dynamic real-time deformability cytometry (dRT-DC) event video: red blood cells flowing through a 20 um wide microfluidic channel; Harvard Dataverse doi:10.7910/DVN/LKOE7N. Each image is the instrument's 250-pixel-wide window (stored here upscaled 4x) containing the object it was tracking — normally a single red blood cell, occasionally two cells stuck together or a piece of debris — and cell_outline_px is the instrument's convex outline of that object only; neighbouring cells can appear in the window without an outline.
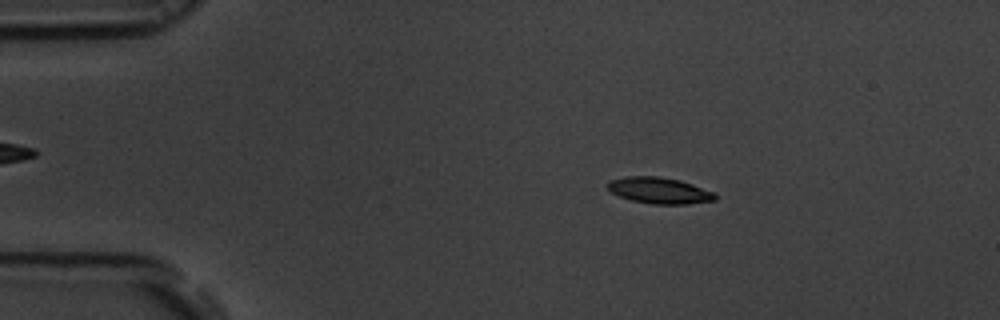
{"species": "common noctule bat (a hibernating species)", "species_latin": "Nyctalus noctula", "temperature_condition": "room temperature", "stored_images_in_passage": 54, "camera_frame_rate_fps": 3000, "um_per_image_px": 0.085, "animal": {"sex": "male", "body_mass_g": 19.5, "forearm_length_mm": 54.6}, "frame": {"image": 1, "passage_image": 9, "time_ms": 2.667, "image_size_px": [1000, 320], "cell_outline_px": [[716, 200], [688, 204], [652, 204], [632, 200], [620, 196], [612, 192], [604, 184], [608, 180], [628, 176], [656, 176], [680, 180], [692, 184], [712, 192], [716, 196]], "centroid_in_image_um": [56.0, 16.18], "position_along_channel_um": 29.0, "area_um2": 16.36}}
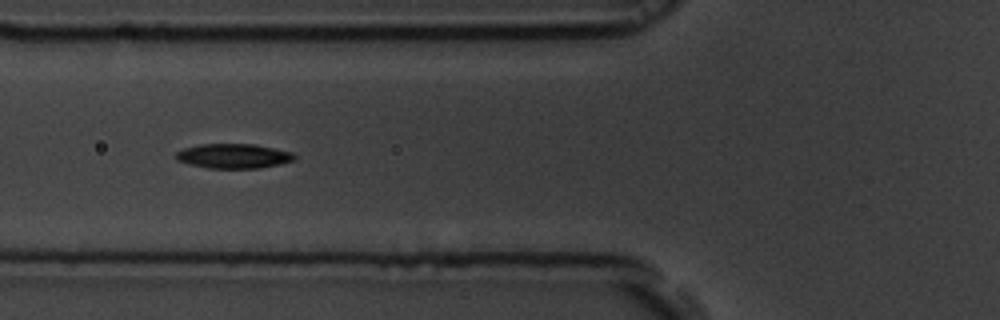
{"frame": {"image": 2, "passage_image": 20, "time_ms": 6.333, "image_size_px": [1000, 320], "cell_outline_px": [[296, 156], [292, 160], [280, 164], [260, 168], [208, 168], [188, 164], [176, 160], [176, 152], [184, 148], [200, 144], [256, 144], [292, 152]], "centroid_in_image_um": [19.83, 13.26], "position_along_channel_um": 106.0, "area_um2": 16.99}}
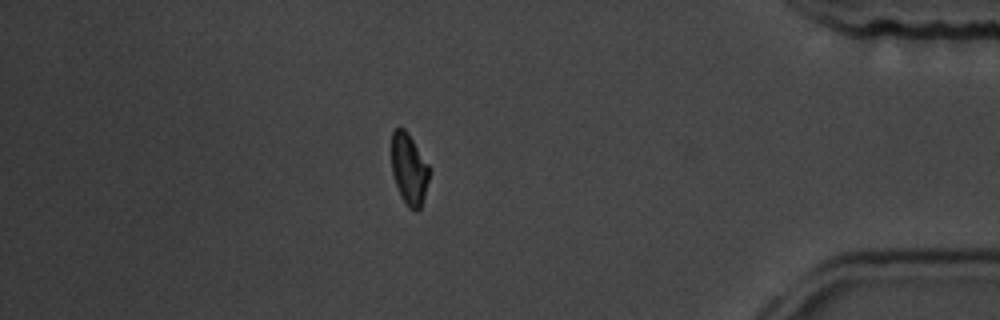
{"frame": {"image": 3, "passage_image": 47, "time_ms": 15.333, "image_size_px": [1000, 320], "cell_outline_px": [[432, 168], [424, 196], [420, 208], [416, 212], [408, 208], [404, 204], [400, 196], [392, 172], [392, 132], [396, 128], [404, 128], [408, 132]], "centroid_in_image_um": [34.8, 14.39], "position_along_channel_um": 400.4, "area_um2": 16.01}, "authors_computed_cell_mechanics": {"area_um2": 16.3574, "velocity_mm_per_s": 3.705, "shape_relaxation_time_tau1_ms": 3.3932, "shape_relaxation_time_tau2_ms": 10.8145, "deformation_change_tau1": 0.1191, "deformation_change_tau2": 0.1675}}